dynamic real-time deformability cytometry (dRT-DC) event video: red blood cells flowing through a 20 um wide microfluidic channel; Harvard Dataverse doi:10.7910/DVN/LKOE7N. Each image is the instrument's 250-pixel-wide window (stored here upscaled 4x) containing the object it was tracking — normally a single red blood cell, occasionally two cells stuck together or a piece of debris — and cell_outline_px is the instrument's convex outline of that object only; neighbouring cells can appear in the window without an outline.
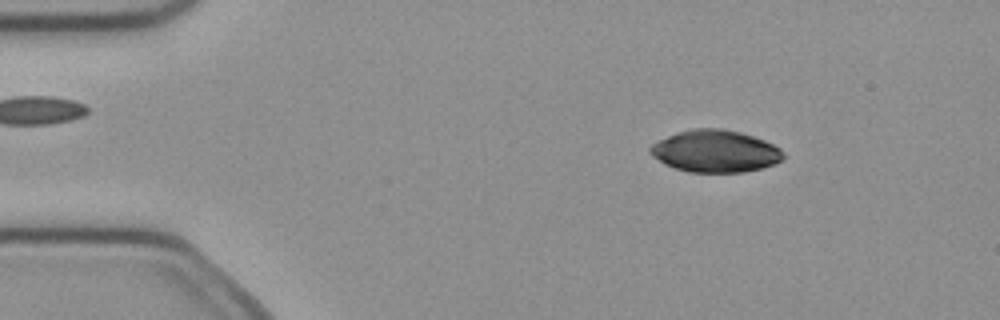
{"species": "common noctule bat (a hibernating species)", "species_latin": "Nyctalus noctula", "temperature_condition": "cold", "stored_images_in_passage": 3, "camera_frame_rate_fps": 3000, "um_per_image_px": 0.085, "animal": {"sex": "female", "body_mass_g": 21.9}, "frame": {"image": 1, "passage_image": 1, "time_ms": 0.0, "image_size_px": [1000, 320], "cell_outline_px": [[784, 156], [776, 164], [764, 168], [744, 172], [688, 172], [664, 164], [652, 156], [648, 152], [648, 148], [652, 144], [668, 136], [692, 128], [724, 128], [740, 132], [764, 140], [780, 148], [784, 152]], "centroid_in_image_um": [60.8, 12.86], "position_along_channel_um": 24.2, "area_um2": 32.77}}